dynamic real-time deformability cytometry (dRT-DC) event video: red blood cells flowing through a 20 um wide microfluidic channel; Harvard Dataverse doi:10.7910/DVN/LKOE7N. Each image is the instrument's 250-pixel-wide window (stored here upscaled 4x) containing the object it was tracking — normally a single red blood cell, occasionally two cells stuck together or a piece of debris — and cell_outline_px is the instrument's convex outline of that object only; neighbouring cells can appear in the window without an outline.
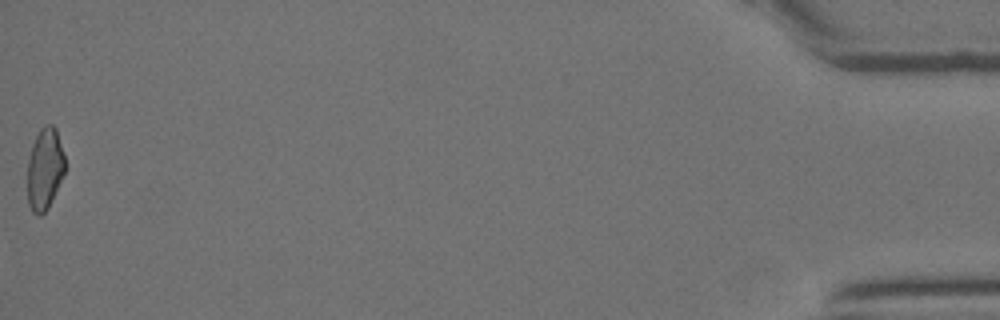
{"species": "Egyptian fruit bat (a non-hibernating species)", "species_latin": "Rousettus aegyptiacus", "temperature_condition": "room temperature", "stored_images_in_passage": 32, "camera_frame_rate_fps": 3000, "um_per_image_px": 0.085, "animal": {"sex": "female"}, "frame": {"image": 1, "passage_image": 32, "time_ms": 10.333, "image_size_px": [1000, 320], "cell_outline_px": [[64, 172], [48, 208], [40, 216], [36, 216], [32, 212], [28, 204], [28, 160], [32, 144], [40, 128], [44, 124], [52, 124], [56, 128], [64, 156]], "centroid_in_image_um": [3.78, 14.35], "position_along_channel_um": 431.4, "area_um2": 17.74}}